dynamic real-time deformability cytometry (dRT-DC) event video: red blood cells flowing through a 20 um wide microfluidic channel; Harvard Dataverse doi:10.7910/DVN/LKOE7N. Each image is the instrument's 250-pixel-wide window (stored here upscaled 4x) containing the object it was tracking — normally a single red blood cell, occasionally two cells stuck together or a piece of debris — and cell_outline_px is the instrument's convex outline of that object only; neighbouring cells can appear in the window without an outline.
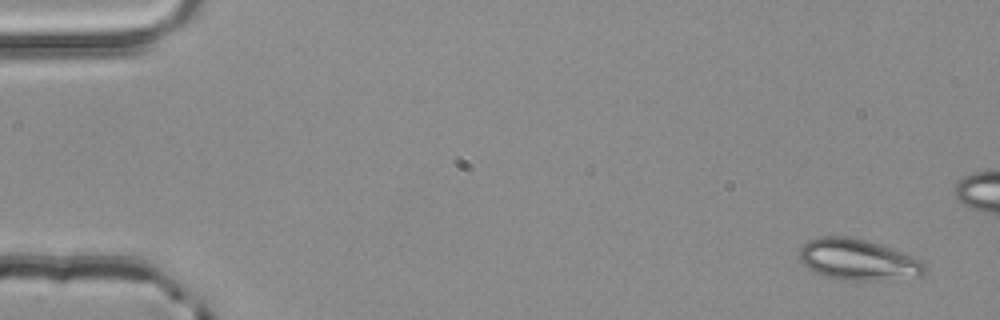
{"species": "common noctule bat (a hibernating species)", "species_latin": "Nyctalus noctula", "temperature_condition": "room temperature", "stored_images_in_passage": 4, "camera_frame_rate_fps": 3000, "um_per_image_px": 0.085, "animal": {"sex": "male", "body_mass_g": 20.4}, "frame": {"image": 1, "passage_image": 1, "time_ms": 0.0, "image_size_px": [1000, 320], "cell_outline_px": [[928, 268], [920, 276], [876, 280], [840, 280], [824, 276], [808, 268], [800, 260], [800, 248], [808, 240], [824, 236], [848, 236], [864, 240], [912, 256], [920, 260]], "centroid_in_image_um": [72.89, 22.08], "position_along_channel_um": 12.1, "area_um2": 29.54}}